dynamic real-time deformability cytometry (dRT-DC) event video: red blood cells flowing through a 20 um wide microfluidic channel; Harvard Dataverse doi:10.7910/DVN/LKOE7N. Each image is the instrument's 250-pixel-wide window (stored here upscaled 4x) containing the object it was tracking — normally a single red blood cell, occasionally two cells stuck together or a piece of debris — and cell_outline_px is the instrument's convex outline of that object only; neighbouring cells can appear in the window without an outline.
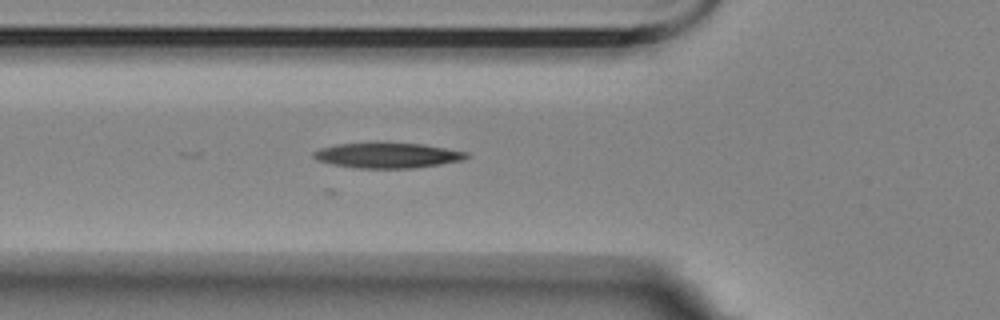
{"species": "Egyptian fruit bat (a non-hibernating species)", "species_latin": "Rousettus aegyptiacus", "temperature_condition": "room temperature", "stored_images_in_passage": 19, "camera_frame_rate_fps": 3000, "um_per_image_px": 0.085, "animal": {"sex": "female"}, "frame": {"image": 1, "passage_image": 3, "time_ms": 0.667, "image_size_px": [1000, 320], "cell_outline_px": [[468, 156], [460, 160], [440, 164], [412, 168], [356, 168], [332, 164], [316, 160], [312, 156], [312, 152], [320, 148], [336, 144], [376, 140], [424, 144], [468, 152]], "centroid_in_image_um": [32.86, 13.16], "position_along_channel_um": 92.9, "area_um2": 23.29}}
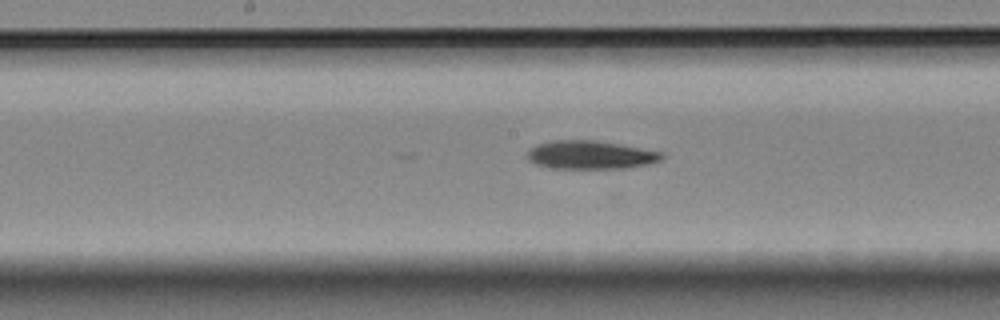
{"frame": {"image": 2, "passage_image": 12, "time_ms": 3.667, "image_size_px": [1000, 320], "cell_outline_px": [[664, 156], [660, 160], [648, 164], [628, 168], [552, 168], [536, 164], [528, 160], [528, 148], [536, 144], [552, 140], [596, 140], [620, 144], [664, 152]], "centroid_in_image_um": [50.19, 13.15], "position_along_channel_um": 198.0, "area_um2": 22.37}}
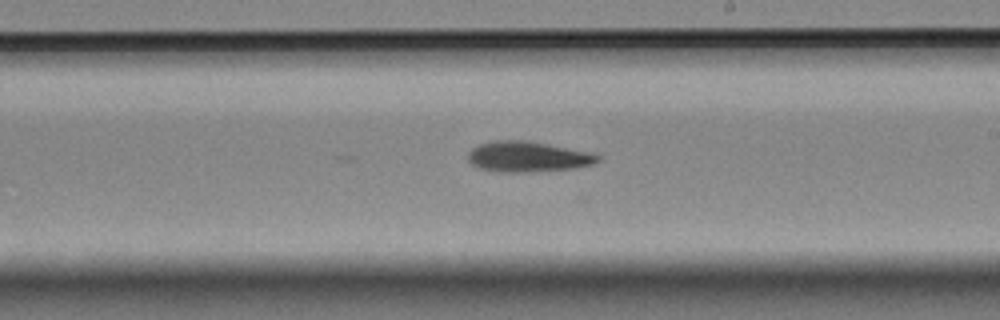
{"frame": {"image": 3, "passage_image": 16, "time_ms": 5.0, "image_size_px": [1000, 320], "cell_outline_px": [[600, 160], [592, 164], [572, 168], [524, 172], [504, 172], [480, 168], [472, 164], [468, 160], [468, 152], [472, 148], [480, 144], [492, 140], [528, 140], [588, 152], [600, 156]], "centroid_in_image_um": [44.82, 13.3], "position_along_channel_um": 244.2, "area_um2": 22.77}}